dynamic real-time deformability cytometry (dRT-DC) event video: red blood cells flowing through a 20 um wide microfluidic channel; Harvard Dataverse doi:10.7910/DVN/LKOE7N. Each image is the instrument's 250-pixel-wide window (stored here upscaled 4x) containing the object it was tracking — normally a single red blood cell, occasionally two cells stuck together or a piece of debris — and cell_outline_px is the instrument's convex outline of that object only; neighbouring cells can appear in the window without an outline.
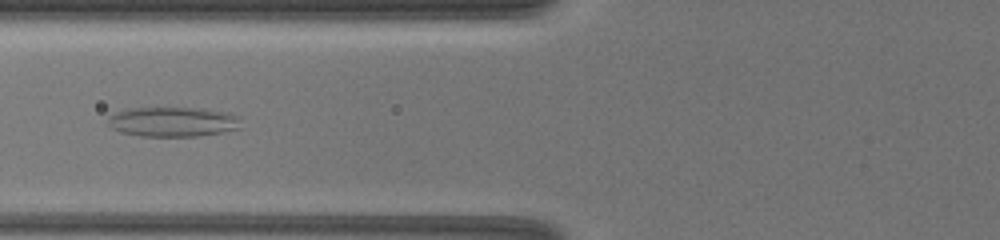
{"species": "common noctule bat (a hibernating species)", "species_latin": "Nyctalus noctula", "temperature_condition": "warm", "stored_images_in_passage": 11, "camera_frame_rate_fps": 3000, "um_per_image_px": 0.085, "animal": {"sex": "female", "body_mass_g": 19.5, "forearm_length_mm": 54.1}, "frame": {"image": 1, "passage_image": 8, "time_ms": 6.0, "image_size_px": [1000, 240], "cell_outline_px": [[240, 128], [224, 132], [200, 136], [140, 136], [120, 132], [112, 128], [108, 124], [108, 116], [116, 112], [132, 108], [192, 108], [224, 112], [240, 116]], "centroid_in_image_um": [14.69, 10.36], "position_along_channel_um": 111.1, "area_um2": 23.0}}
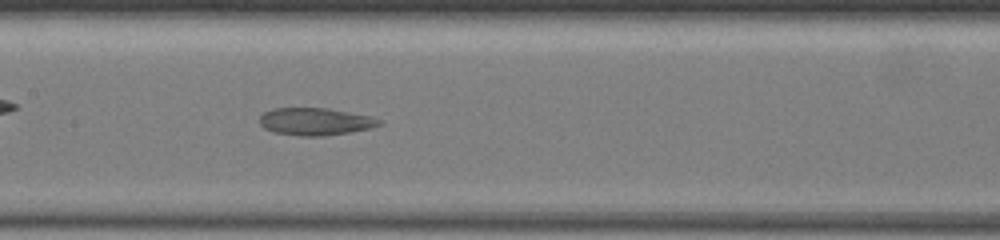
{"frame": {"image": 2, "passage_image": 10, "time_ms": 7.667, "image_size_px": [1000, 240], "cell_outline_px": [[384, 124], [368, 128], [348, 132], [324, 136], [300, 136], [272, 132], [264, 128], [260, 124], [260, 116], [264, 112], [272, 108], [328, 108], [368, 116], [380, 120]], "centroid_in_image_um": [26.74, 10.33], "position_along_channel_um": 180.7, "area_um2": 18.96}}